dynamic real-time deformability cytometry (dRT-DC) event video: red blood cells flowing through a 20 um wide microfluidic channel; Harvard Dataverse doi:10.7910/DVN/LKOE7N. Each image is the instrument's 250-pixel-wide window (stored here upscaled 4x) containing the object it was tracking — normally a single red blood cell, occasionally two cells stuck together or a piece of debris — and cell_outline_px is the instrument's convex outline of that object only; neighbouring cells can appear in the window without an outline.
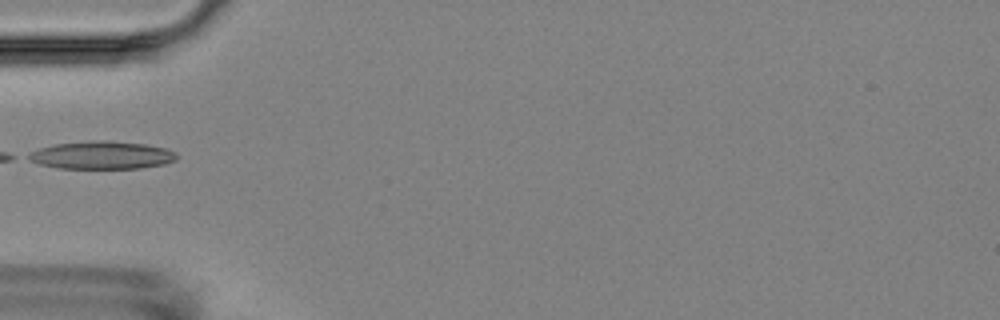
{"species": "Egyptian fruit bat (a non-hibernating species)", "species_latin": "Rousettus aegyptiacus", "temperature_condition": "room temperature", "stored_images_in_passage": 13, "camera_frame_rate_fps": 3000, "um_per_image_px": 0.085, "animal": {"sex": "female"}, "frame": {"image": 1, "passage_image": 3, "time_ms": 2.333, "image_size_px": [1000, 320], "cell_outline_px": [[176, 160], [164, 164], [140, 168], [60, 168], [40, 164], [28, 160], [24, 156], [40, 148], [56, 144], [92, 140], [108, 140], [144, 144], [164, 148], [176, 152]], "centroid_in_image_um": [8.64, 13.18], "position_along_channel_um": 76.4, "area_um2": 23.93}}
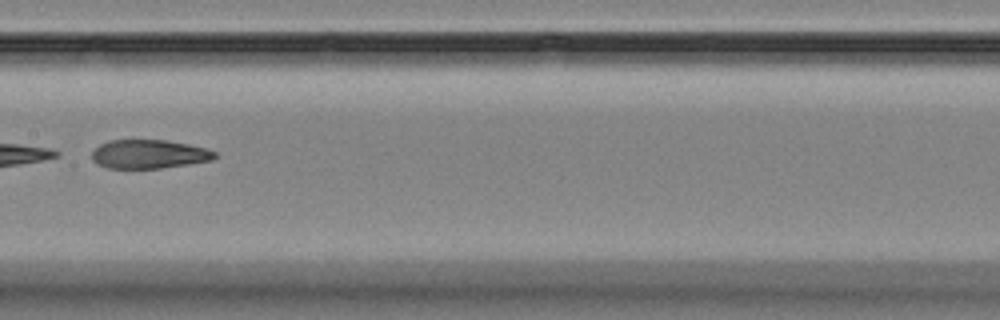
{"frame": {"image": 2, "passage_image": 6, "time_ms": 5.667, "image_size_px": [1000, 320], "cell_outline_px": [[216, 156], [212, 160], [188, 164], [160, 168], [108, 168], [96, 164], [92, 160], [92, 152], [100, 144], [108, 140], [168, 140], [208, 148], [216, 152]], "centroid_in_image_um": [12.66, 13.09], "position_along_channel_um": 194.7, "area_um2": 20.69}}
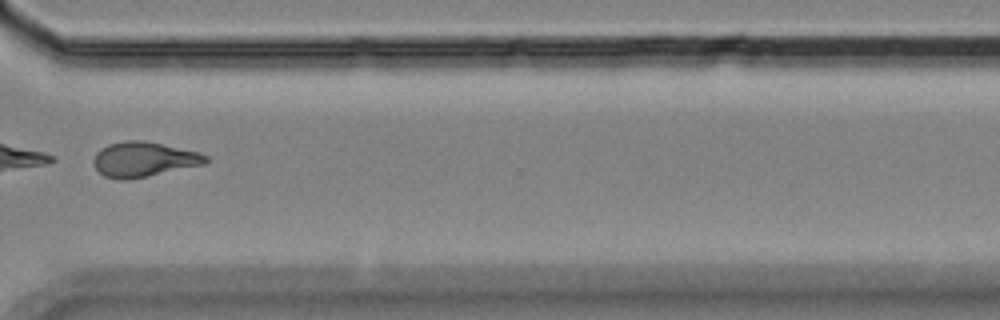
{"frame": {"image": 3, "passage_image": 10, "time_ms": 10.333, "image_size_px": [1000, 320], "cell_outline_px": [[208, 160], [204, 164], [148, 176], [128, 180], [120, 180], [104, 176], [92, 164], [92, 160], [96, 152], [100, 148], [108, 144], [124, 140], [144, 140], [200, 152], [208, 156]], "centroid_in_image_um": [12.18, 13.54], "position_along_channel_um": 358.4, "area_um2": 23.0}, "authors_computed_cell_mechanics": {"area_um2": 22.4842, "velocity_mm_per_s": 3.5231, "shape_relaxation_time_tau1_ms": null, "shape_relaxation_time_tau2_ms": 2.6998, "deformation_change_tau1": null, "deformation_change_tau2": 0.0834}}